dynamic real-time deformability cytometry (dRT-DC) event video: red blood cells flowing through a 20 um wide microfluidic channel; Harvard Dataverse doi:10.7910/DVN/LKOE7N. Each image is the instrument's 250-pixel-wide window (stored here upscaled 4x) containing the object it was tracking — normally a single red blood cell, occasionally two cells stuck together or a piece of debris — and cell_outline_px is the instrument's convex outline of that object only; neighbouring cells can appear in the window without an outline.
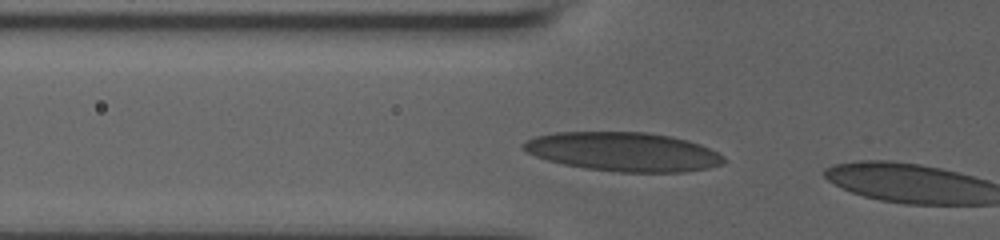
{"species": "human", "species_latin": "Homo sapiens", "temperature_condition": "room temperature", "stored_images_in_passage": 3, "camera_frame_rate_fps": 3000, "um_per_image_px": 0.085, "donor": {"sex": "male"}, "frame": {"image": 1, "passage_image": 2, "time_ms": 0.333, "image_size_px": [1000, 240], "cell_outline_px": [[724, 164], [708, 168], [684, 172], [616, 172], [584, 168], [564, 164], [548, 160], [536, 156], [520, 148], [520, 144], [524, 140], [536, 136], [556, 132], [648, 132], [672, 136], [688, 140], [700, 144], [724, 156]], "centroid_in_image_um": [52.97, 12.89], "position_along_channel_um": 72.8, "area_um2": 45.78}}